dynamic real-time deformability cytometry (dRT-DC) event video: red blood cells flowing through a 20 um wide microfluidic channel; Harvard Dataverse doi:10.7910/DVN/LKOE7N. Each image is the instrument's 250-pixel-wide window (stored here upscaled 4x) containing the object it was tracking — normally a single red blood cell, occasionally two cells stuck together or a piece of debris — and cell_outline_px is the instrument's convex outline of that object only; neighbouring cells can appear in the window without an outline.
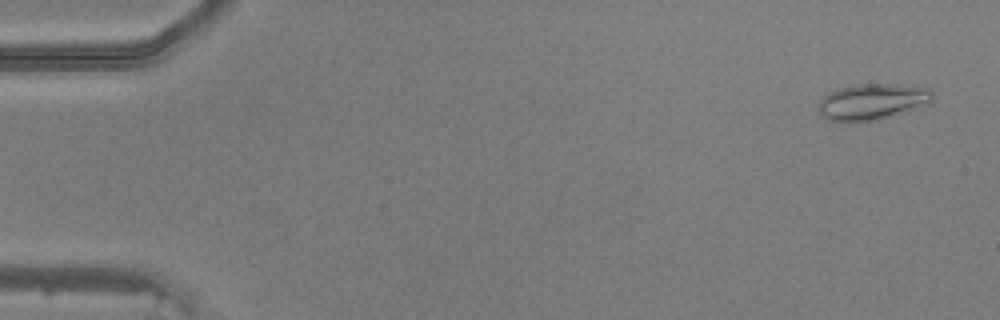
{"species": "common noctule bat (a hibernating species)", "species_latin": "Nyctalus noctula", "temperature_condition": "warm", "stored_images_in_passage": 49, "camera_frame_rate_fps": 3000, "um_per_image_px": 0.085, "animal": {"sex": "male", "body_mass_g": 20.5, "forearm_length_mm": 52.5}, "frame": {"image": 1, "passage_image": 3, "time_ms": 0.667, "image_size_px": [1000, 320], "cell_outline_px": [[932, 100], [928, 104], [876, 120], [852, 124], [844, 124], [828, 120], [820, 116], [816, 108], [816, 104], [828, 92], [836, 88], [852, 84], [900, 84], [928, 88], [932, 92]], "centroid_in_image_um": [74.01, 8.67], "position_along_channel_um": 11.0, "area_um2": 24.74}}
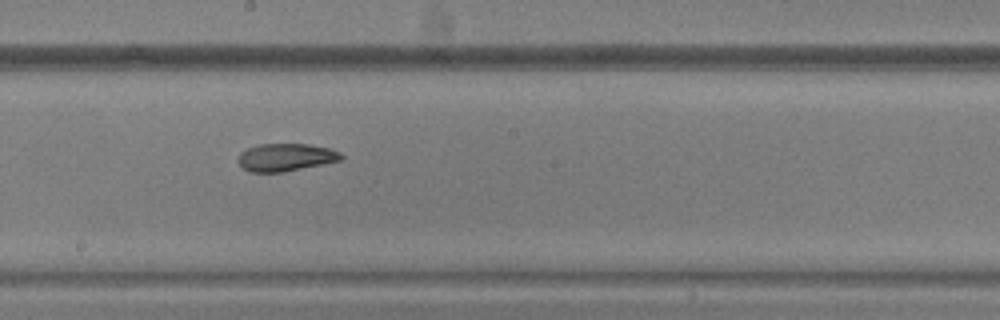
{"frame": {"image": 2, "passage_image": 28, "time_ms": 9.0, "image_size_px": [1000, 320], "cell_outline_px": [[344, 156], [340, 160], [284, 172], [252, 172], [244, 168], [240, 164], [240, 152], [248, 148], [260, 144], [308, 144], [328, 148], [340, 152]], "centroid_in_image_um": [24.3, 13.36], "position_along_channel_um": 223.9, "area_um2": 16.3}}
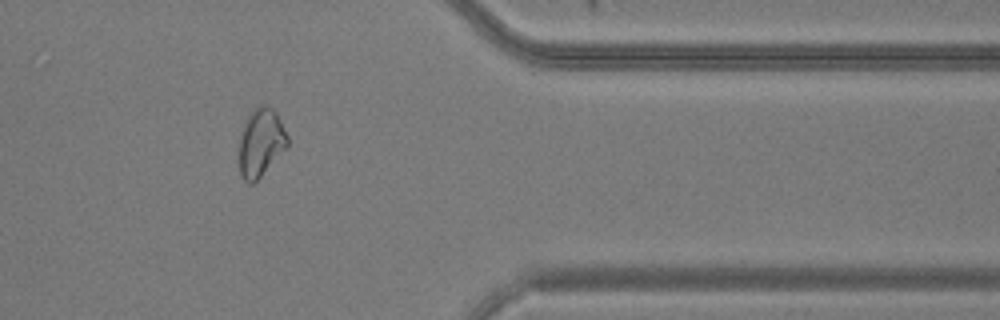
{"frame": {"image": 3, "passage_image": 41, "time_ms": 13.333, "image_size_px": [1000, 320], "cell_outline_px": [[288, 148], [252, 184], [248, 184], [240, 176], [236, 160], [240, 136], [244, 124], [252, 108], [260, 104], [264, 104], [272, 108], [276, 112], [288, 136]], "centroid_in_image_um": [22.13, 12.14], "position_along_channel_um": 389.3, "area_um2": 19.83}}